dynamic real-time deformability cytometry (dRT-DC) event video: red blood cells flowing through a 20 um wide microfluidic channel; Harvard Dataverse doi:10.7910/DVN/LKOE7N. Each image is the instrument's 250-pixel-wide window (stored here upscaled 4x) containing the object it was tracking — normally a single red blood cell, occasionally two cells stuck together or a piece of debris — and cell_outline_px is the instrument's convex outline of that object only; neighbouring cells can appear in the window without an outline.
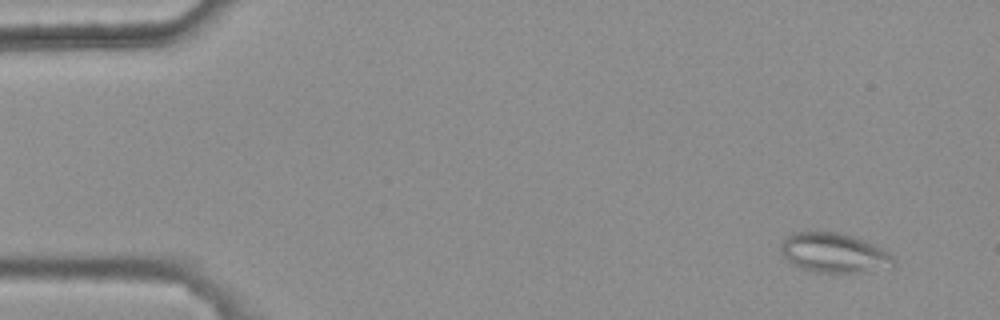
{"species": "common noctule bat (a hibernating species)", "species_latin": "Nyctalus noctula", "temperature_condition": "warm", "stored_images_in_passage": 3, "camera_frame_rate_fps": 3000, "um_per_image_px": 0.085, "animal": {"sex": "female", "body_mass_g": 25.1}, "frame": {"image": 1, "passage_image": 1, "time_ms": 0.0, "image_size_px": [1000, 320], "cell_outline_px": [[892, 268], [856, 272], [812, 272], [792, 264], [780, 252], [780, 244], [792, 232], [844, 232], [872, 244], [888, 252], [892, 256]], "centroid_in_image_um": [70.86, 21.49], "position_along_channel_um": 14.1, "area_um2": 25.84}}